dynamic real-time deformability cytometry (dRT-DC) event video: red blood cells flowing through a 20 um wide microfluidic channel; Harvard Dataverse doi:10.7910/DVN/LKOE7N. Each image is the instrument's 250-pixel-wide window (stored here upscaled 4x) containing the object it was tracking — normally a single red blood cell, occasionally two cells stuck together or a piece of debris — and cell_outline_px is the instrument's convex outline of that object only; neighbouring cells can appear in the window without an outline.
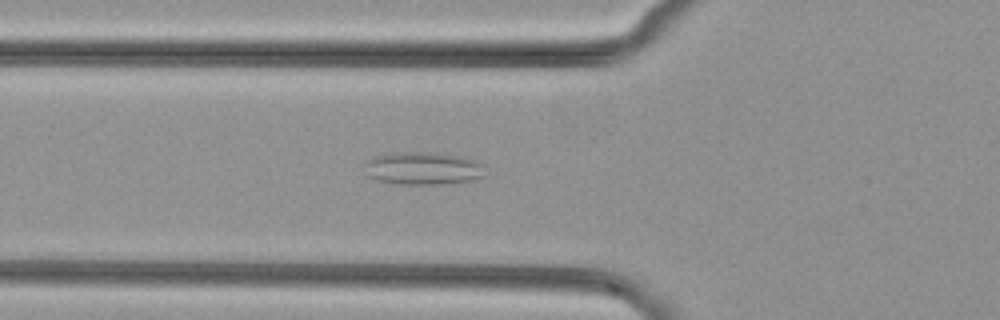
{"species": "common noctule bat (a hibernating species)", "species_latin": "Nyctalus noctula", "temperature_condition": "cold", "stored_images_in_passage": 49, "camera_frame_rate_fps": 3000, "um_per_image_px": 0.085, "animal": {"sex": "female", "body_mass_g": 29.2, "forearm_length_mm": 56.3}, "frame": {"image": 1, "passage_image": 16, "time_ms": 5.0, "image_size_px": [1000, 320], "cell_outline_px": [[484, 176], [476, 180], [444, 184], [400, 184], [376, 180], [368, 176], [364, 164], [364, 160], [372, 156], [388, 152], [428, 152], [456, 156], [476, 160], [484, 164]], "centroid_in_image_um": [35.92, 14.31], "position_along_channel_um": 89.9, "area_um2": 23.41}}
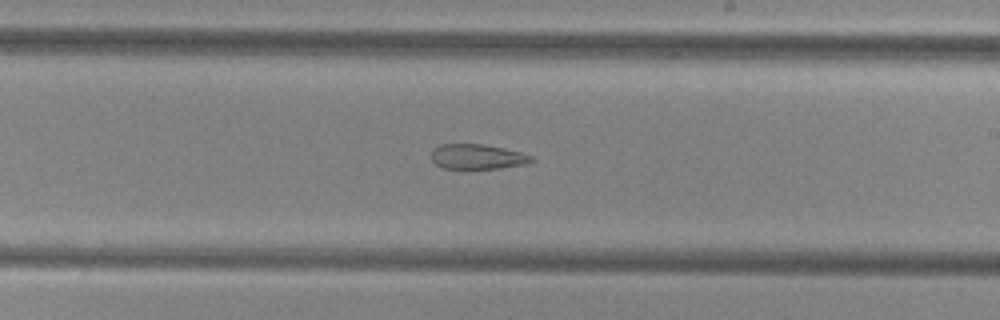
{"frame": {"image": 2, "passage_image": 28, "time_ms": 9.0, "image_size_px": [1000, 320], "cell_outline_px": [[536, 160], [528, 164], [500, 168], [444, 168], [436, 164], [432, 160], [432, 148], [440, 144], [484, 144], [520, 152], [532, 156]], "centroid_in_image_um": [40.6, 13.31], "position_along_channel_um": 248.4, "area_um2": 14.57}}
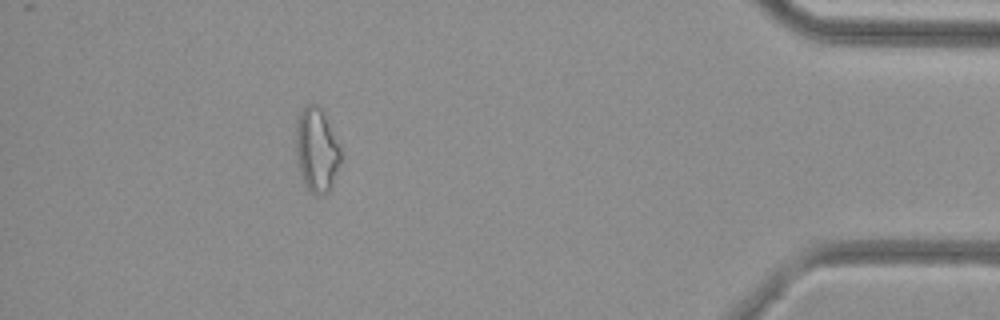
{"frame": {"image": 3, "passage_image": 44, "time_ms": 14.333, "image_size_px": [1000, 320], "cell_outline_px": [[340, 164], [332, 184], [328, 192], [316, 196], [308, 188], [300, 172], [296, 156], [296, 120], [300, 112], [308, 104], [316, 104], [320, 108], [340, 148]], "centroid_in_image_um": [26.89, 12.76], "position_along_channel_um": 408.3, "area_um2": 21.39}}